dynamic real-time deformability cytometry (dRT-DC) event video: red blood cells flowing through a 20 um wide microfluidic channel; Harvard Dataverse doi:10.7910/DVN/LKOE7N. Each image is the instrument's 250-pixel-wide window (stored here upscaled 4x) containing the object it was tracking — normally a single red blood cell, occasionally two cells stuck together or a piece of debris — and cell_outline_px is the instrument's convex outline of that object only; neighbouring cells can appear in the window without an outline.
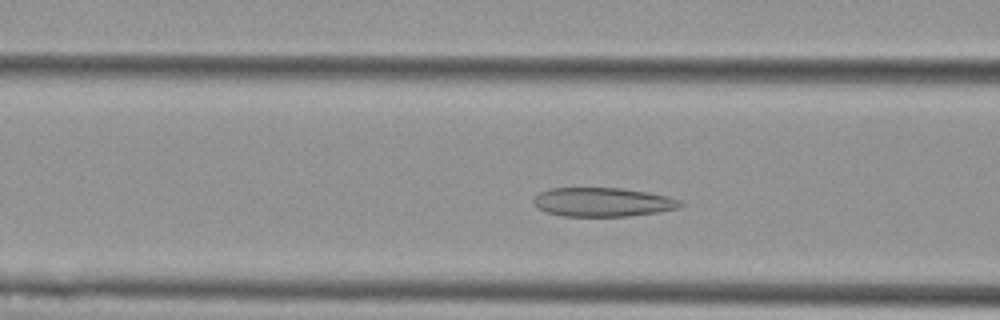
{"species": "Egyptian fruit bat (a non-hibernating species)", "species_latin": "Rousettus aegyptiacus", "temperature_condition": "cold", "stored_images_in_passage": 40, "camera_frame_rate_fps": 3000, "um_per_image_px": 0.085, "animal": {"sex": "female"}, "frame": {"image": 1, "passage_image": 6, "time_ms": 1.667, "image_size_px": [1000, 320], "cell_outline_px": [[684, 204], [676, 208], [656, 212], [628, 216], [560, 216], [536, 208], [532, 200], [540, 192], [552, 188], [620, 188], [648, 192], [668, 196], [680, 200]], "centroid_in_image_um": [51.2, 17.18], "position_along_channel_um": 115.4, "area_um2": 24.68}}
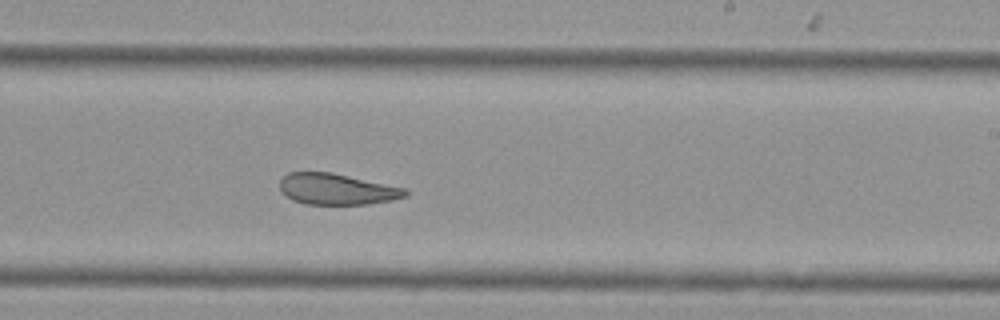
{"frame": {"image": 2, "passage_image": 18, "time_ms": 5.667, "image_size_px": [1000, 320], "cell_outline_px": [[408, 196], [392, 200], [368, 204], [304, 204], [292, 200], [280, 192], [280, 180], [288, 172], [332, 172], [408, 188]], "centroid_in_image_um": [28.65, 16.07], "position_along_channel_um": 260.3, "area_um2": 23.06}}
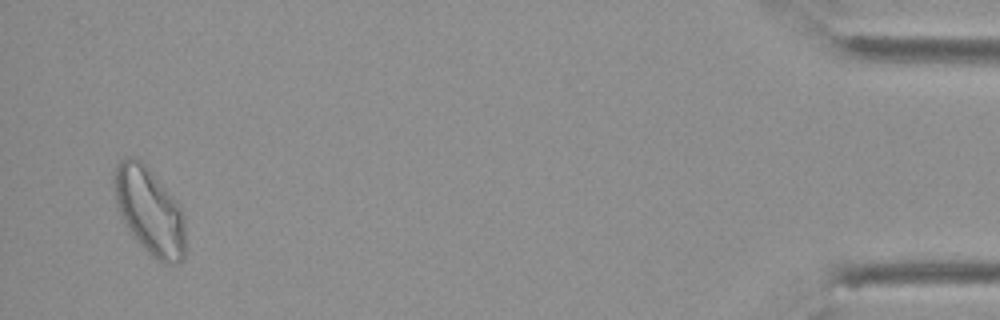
{"frame": {"image": 3, "passage_image": 38, "time_ms": 12.333, "image_size_px": [1000, 320], "cell_outline_px": [[184, 256], [176, 264], [164, 264], [156, 260], [132, 236], [124, 224], [120, 216], [116, 204], [112, 188], [112, 176], [116, 164], [120, 160], [128, 156], [132, 156], [140, 160], [148, 168], [180, 204], [184, 212]], "centroid_in_image_um": [12.67, 17.91], "position_along_channel_um": 422.5, "area_um2": 36.59}, "authors_computed_cell_mechanics": {"area_um2": 25.2875, "velocity_mm_per_s": 3.6389, "shape_relaxation_time_tau1_ms": 7.7599, "shape_relaxation_time_tau2_ms": 2.398, "deformation_change_tau1": 0.1678, "deformation_change_tau2": 0.0971}}